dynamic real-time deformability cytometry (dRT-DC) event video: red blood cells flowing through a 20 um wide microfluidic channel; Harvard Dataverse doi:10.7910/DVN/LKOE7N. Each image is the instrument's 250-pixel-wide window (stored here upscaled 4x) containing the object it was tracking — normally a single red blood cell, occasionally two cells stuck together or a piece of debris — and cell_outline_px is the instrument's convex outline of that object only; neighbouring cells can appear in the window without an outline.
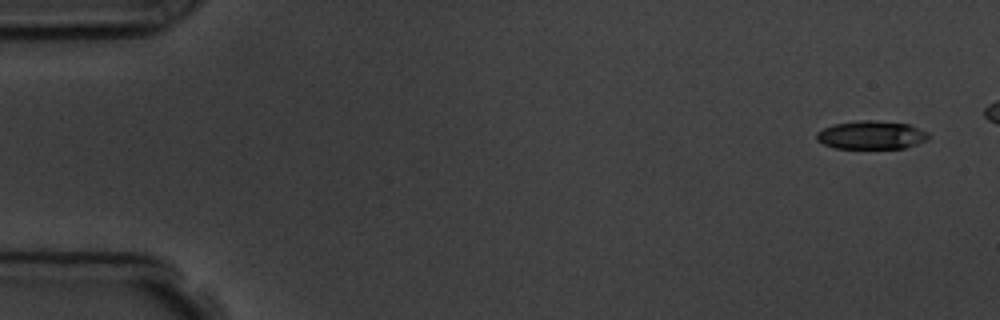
{"species": "common noctule bat (a hibernating species)", "species_latin": "Nyctalus noctula", "temperature_condition": "room temperature", "stored_images_in_passage": 4, "camera_frame_rate_fps": 3000, "um_per_image_px": 0.085, "animal": {"sex": "male", "body_mass_g": 19.5, "forearm_length_mm": 54.6}, "frame": {"image": 1, "passage_image": 1, "time_ms": 0.0, "image_size_px": [1000, 320], "cell_outline_px": [[928, 140], [904, 148], [836, 148], [824, 144], [816, 140], [816, 132], [824, 128], [836, 124], [860, 120], [872, 120], [908, 124], [928, 132]], "centroid_in_image_um": [74.06, 11.48], "position_along_channel_um": 10.9, "area_um2": 18.32}}